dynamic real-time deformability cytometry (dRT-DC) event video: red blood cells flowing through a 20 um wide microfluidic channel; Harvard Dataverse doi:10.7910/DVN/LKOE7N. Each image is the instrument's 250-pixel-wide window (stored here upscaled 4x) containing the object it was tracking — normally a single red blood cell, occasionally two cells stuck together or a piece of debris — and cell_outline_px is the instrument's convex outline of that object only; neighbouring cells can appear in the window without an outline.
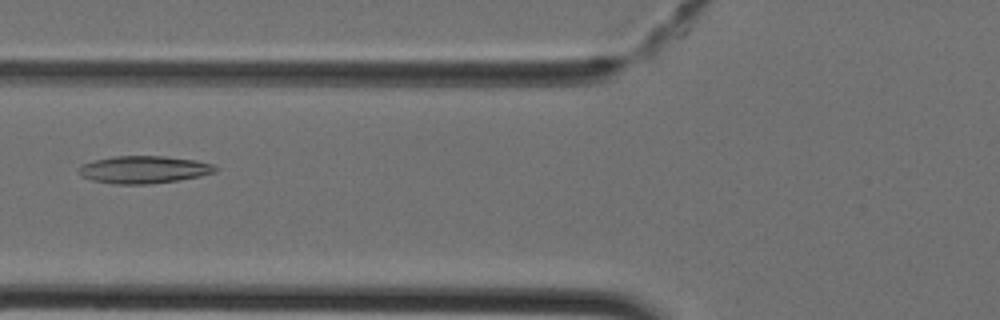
{"species": "Egyptian fruit bat (a non-hibernating species)", "species_latin": "Rousettus aegyptiacus", "temperature_condition": "cold", "stored_images_in_passage": 33, "camera_frame_rate_fps": 3000, "um_per_image_px": 0.085, "animal": {"sex": "female"}, "frame": {"image": 1, "passage_image": 6, "time_ms": 1.667, "image_size_px": [1000, 320], "cell_outline_px": [[220, 168], [216, 172], [200, 176], [152, 184], [116, 184], [92, 180], [80, 176], [80, 164], [112, 156], [164, 156], [196, 160], [212, 164]], "centroid_in_image_um": [12.25, 14.41], "position_along_channel_um": 113.6, "area_um2": 21.85}}
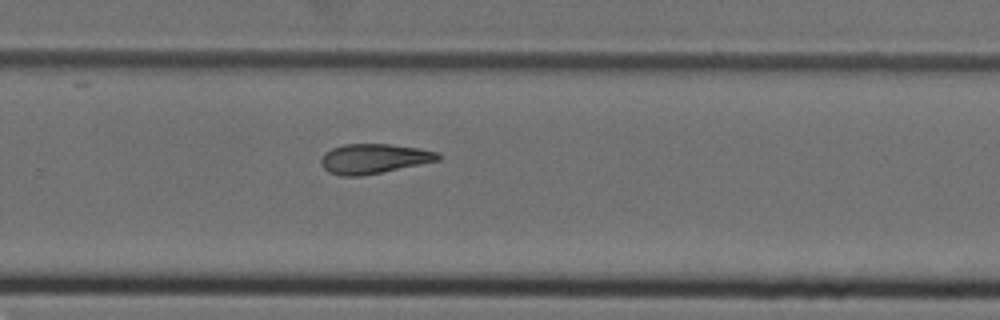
{"frame": {"image": 2, "passage_image": 18, "time_ms": 5.667, "image_size_px": [1000, 320], "cell_outline_px": [[440, 160], [360, 176], [340, 176], [328, 172], [320, 164], [320, 160], [324, 152], [332, 148], [344, 144], [388, 144], [420, 148], [440, 152]], "centroid_in_image_um": [31.75, 13.48], "position_along_channel_um": 298.1, "area_um2": 20.29}}
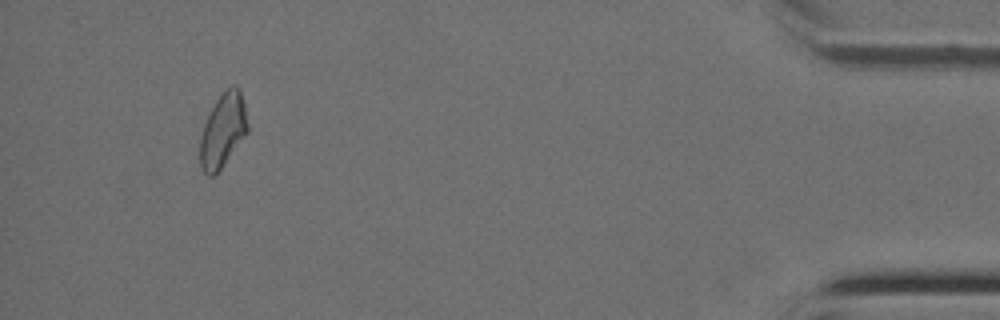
{"frame": {"image": 3, "passage_image": 30, "time_ms": 9.667, "image_size_px": [1000, 320], "cell_outline_px": [[248, 132], [220, 168], [212, 176], [208, 176], [200, 168], [200, 136], [204, 124], [216, 100], [232, 84], [236, 84], [240, 88], [244, 104], [248, 124]], "centroid_in_image_um": [18.95, 11.06], "position_along_channel_um": 416.3, "area_um2": 20.23}}